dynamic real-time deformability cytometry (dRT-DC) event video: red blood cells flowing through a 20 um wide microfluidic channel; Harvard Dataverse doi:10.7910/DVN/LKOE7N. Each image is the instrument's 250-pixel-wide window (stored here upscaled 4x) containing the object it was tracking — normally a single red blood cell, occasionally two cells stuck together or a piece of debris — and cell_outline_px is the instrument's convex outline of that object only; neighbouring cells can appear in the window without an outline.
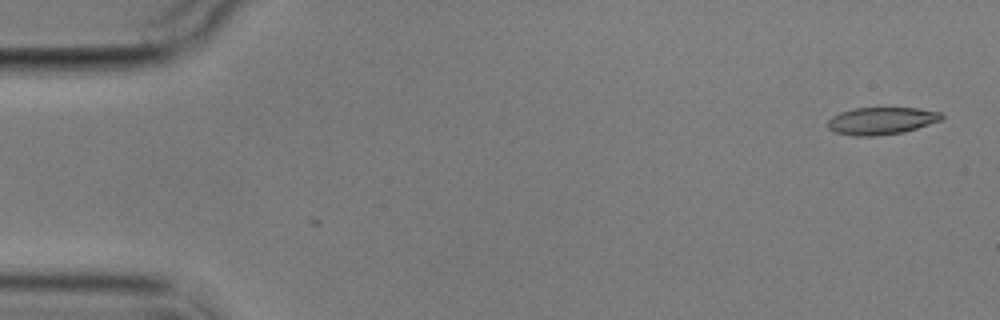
{"species": "common noctule bat (a hibernating species)", "species_latin": "Nyctalus noctula", "temperature_condition": "cold", "stored_images_in_passage": 4, "camera_frame_rate_fps": 3000, "um_per_image_px": 0.085, "animal": {"sex": "male", "body_mass_g": 17.9}, "frame": {"image": 1, "passage_image": 4, "time_ms": 4.333, "image_size_px": [1000, 320], "cell_outline_px": [[944, 116], [940, 120], [904, 132], [872, 136], [856, 136], [836, 132], [828, 128], [828, 120], [832, 116], [840, 112], [852, 108], [920, 108], [940, 112]], "centroid_in_image_um": [74.9, 10.26], "position_along_channel_um": 10.1, "area_um2": 17.98}}